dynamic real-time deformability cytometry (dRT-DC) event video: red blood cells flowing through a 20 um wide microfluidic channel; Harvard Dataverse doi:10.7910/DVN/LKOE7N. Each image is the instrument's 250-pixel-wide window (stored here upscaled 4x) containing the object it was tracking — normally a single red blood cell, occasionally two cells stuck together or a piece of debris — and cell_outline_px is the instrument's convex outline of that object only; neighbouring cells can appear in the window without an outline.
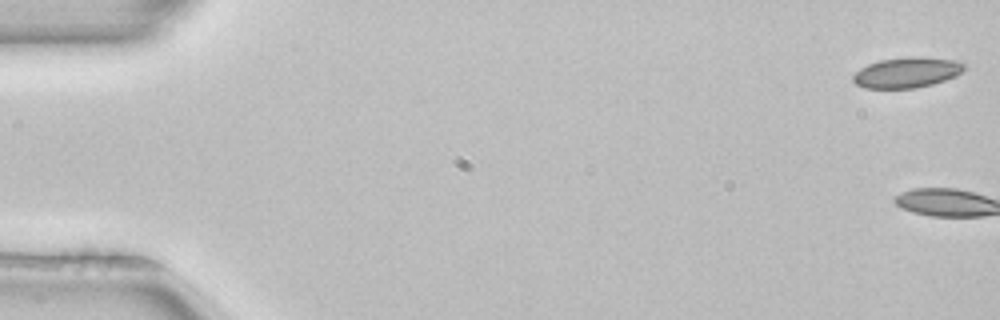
{"species": "common noctule bat (a hibernating species)", "species_latin": "Nyctalus noctula", "temperature_condition": "room temperature", "stored_images_in_passage": 3, "camera_frame_rate_fps": 3000, "um_per_image_px": 0.085, "animal": {"sex": "female", "body_mass_g": 22.7, "forearm_length_mm": 54.2}, "frame": {"image": 1, "passage_image": 1, "time_ms": 0.0, "image_size_px": [1000, 320], "cell_outline_px": [[964, 68], [956, 76], [932, 84], [916, 88], [864, 88], [856, 84], [852, 80], [852, 76], [860, 68], [868, 64], [880, 60], [908, 56], [920, 56], [952, 60], [964, 64]], "centroid_in_image_um": [77.04, 6.16], "position_along_channel_um": 8.0, "area_um2": 19.65}}